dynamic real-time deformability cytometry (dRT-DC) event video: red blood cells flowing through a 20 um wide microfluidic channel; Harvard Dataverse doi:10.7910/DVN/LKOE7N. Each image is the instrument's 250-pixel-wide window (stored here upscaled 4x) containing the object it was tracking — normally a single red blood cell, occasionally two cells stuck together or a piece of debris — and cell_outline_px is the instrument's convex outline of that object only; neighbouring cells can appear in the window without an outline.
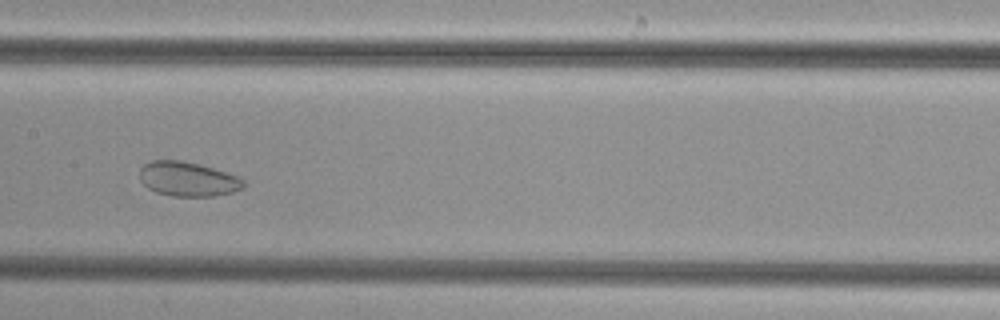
{"species": "common noctule bat (a hibernating species)", "species_latin": "Nyctalus noctula", "temperature_condition": "cold", "stored_images_in_passage": 40, "camera_frame_rate_fps": 3000, "um_per_image_px": 0.085, "animal": {"sex": "female", "body_mass_g": 29.2, "forearm_length_mm": 56.3}, "frame": {"image": 1, "passage_image": 19, "time_ms": 6.0, "image_size_px": [1000, 320], "cell_outline_px": [[244, 188], [232, 192], [216, 196], [172, 196], [156, 192], [148, 188], [140, 180], [140, 168], [144, 164], [152, 160], [180, 160], [200, 164], [240, 176], [244, 180]], "centroid_in_image_um": [15.99, 15.22], "position_along_channel_um": 191.4, "area_um2": 21.04}}
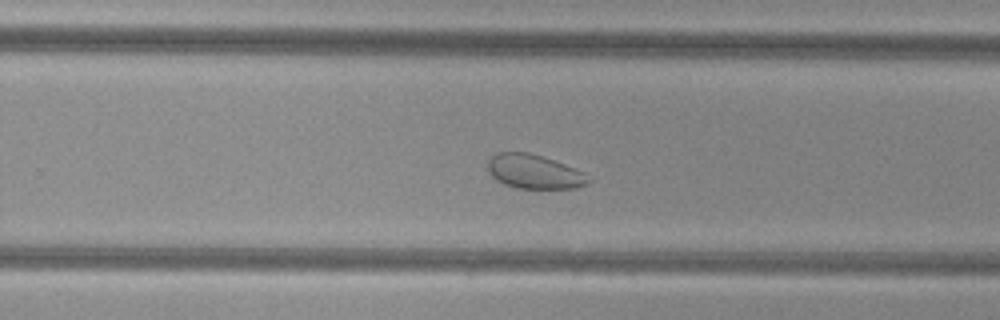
{"frame": {"image": 2, "passage_image": 26, "time_ms": 8.333, "image_size_px": [1000, 320], "cell_outline_px": [[592, 180], [588, 184], [576, 188], [516, 188], [504, 184], [496, 180], [488, 172], [488, 160], [496, 152], [528, 152], [564, 164], [584, 172]], "centroid_in_image_um": [45.4, 14.6], "position_along_channel_um": 284.4, "area_um2": 20.0}}
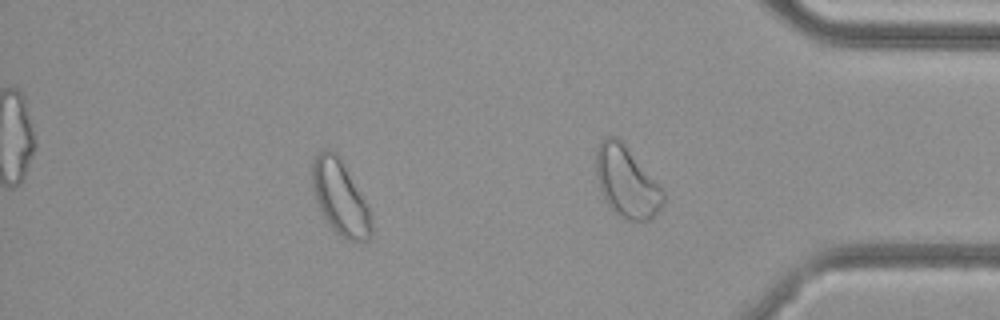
{"frame": {"image": 3, "passage_image": 34, "time_ms": 11.0, "image_size_px": [1000, 320], "cell_outline_px": [[372, 236], [368, 240], [360, 244], [356, 244], [348, 240], [336, 232], [328, 224], [316, 204], [312, 184], [312, 160], [324, 148], [328, 148], [336, 152], [368, 204], [372, 216]], "centroid_in_image_um": [28.94, 16.85], "position_along_channel_um": 406.3, "area_um2": 26.18}}